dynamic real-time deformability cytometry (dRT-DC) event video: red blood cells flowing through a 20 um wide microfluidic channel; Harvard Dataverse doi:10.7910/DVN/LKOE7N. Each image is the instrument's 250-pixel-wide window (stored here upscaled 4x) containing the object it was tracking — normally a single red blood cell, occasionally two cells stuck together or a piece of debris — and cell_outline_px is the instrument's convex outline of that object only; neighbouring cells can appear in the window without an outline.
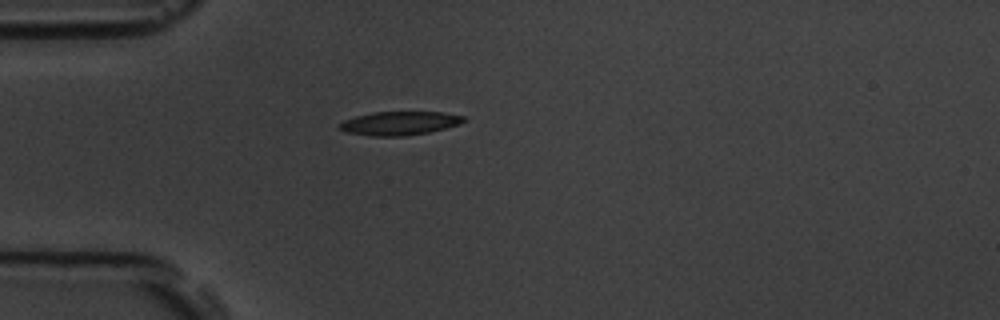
{"species": "common noctule bat (a hibernating species)", "species_latin": "Nyctalus noctula", "temperature_condition": "room temperature", "stored_images_in_passage": 40, "camera_frame_rate_fps": 3000, "um_per_image_px": 0.085, "animal": {"sex": "male", "body_mass_g": 19.5, "forearm_length_mm": 54.6}, "frame": {"image": 1, "passage_image": 1, "time_ms": 0.0, "image_size_px": [1000, 320], "cell_outline_px": [[468, 120], [444, 128], [428, 132], [404, 136], [372, 136], [344, 132], [340, 128], [340, 124], [344, 120], [356, 116], [372, 112], [444, 112], [464, 116]], "centroid_in_image_um": [33.95, 10.47], "position_along_channel_um": 51.1, "area_um2": 16.99}}
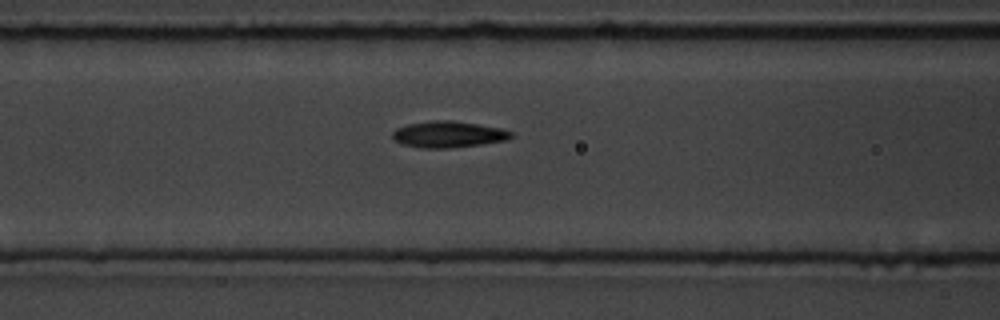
{"frame": {"image": 2, "passage_image": 8, "time_ms": 2.333, "image_size_px": [1000, 320], "cell_outline_px": [[512, 136], [508, 140], [480, 144], [448, 148], [420, 148], [404, 144], [396, 140], [392, 136], [392, 132], [396, 128], [408, 124], [432, 120], [452, 120], [500, 128], [512, 132]], "centroid_in_image_um": [38.1, 11.41], "position_along_channel_um": 128.5, "area_um2": 18.03}}
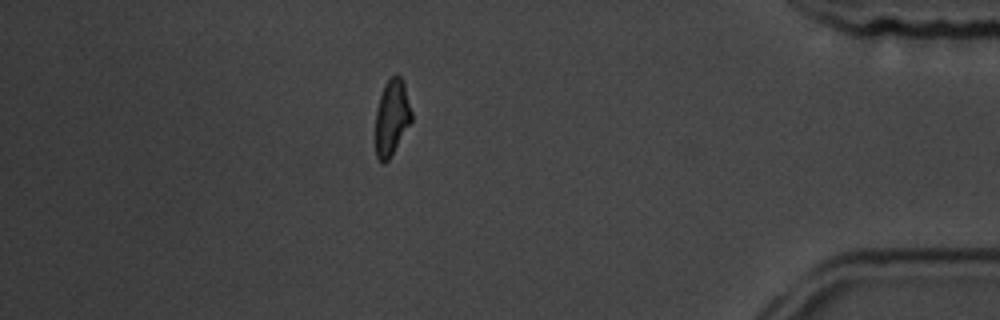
{"frame": {"image": 3, "passage_image": 33, "time_ms": 10.667, "image_size_px": [1000, 320], "cell_outline_px": [[412, 120], [388, 160], [384, 164], [380, 164], [376, 160], [376, 108], [384, 84], [396, 72], [404, 80], [412, 112]], "centroid_in_image_um": [33.3, 9.96], "position_along_channel_um": 401.9, "area_um2": 16.13}, "authors_computed_cell_mechanics": {"area_um2": 17.1377, "velocity_mm_per_s": 3.786, "shape_relaxation_time_tau1_ms": 3.7381, "shape_relaxation_time_tau2_ms": 5.0295, "deformation_change_tau1": 0.1367, "deformation_change_tau2": 0.1158}}